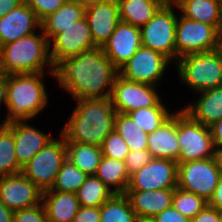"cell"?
Segmentation results:
<instances>
[{
    "label": "cell",
    "mask_w": 222,
    "mask_h": 222,
    "mask_svg": "<svg viewBox=\"0 0 222 222\" xmlns=\"http://www.w3.org/2000/svg\"><path fill=\"white\" fill-rule=\"evenodd\" d=\"M119 70L102 47L68 57L55 67V78L74 100L110 98Z\"/></svg>",
    "instance_id": "cell-1"
},
{
    "label": "cell",
    "mask_w": 222,
    "mask_h": 222,
    "mask_svg": "<svg viewBox=\"0 0 222 222\" xmlns=\"http://www.w3.org/2000/svg\"><path fill=\"white\" fill-rule=\"evenodd\" d=\"M60 134L65 142L101 146L105 137L115 130L117 111L110 98L79 99Z\"/></svg>",
    "instance_id": "cell-2"
},
{
    "label": "cell",
    "mask_w": 222,
    "mask_h": 222,
    "mask_svg": "<svg viewBox=\"0 0 222 222\" xmlns=\"http://www.w3.org/2000/svg\"><path fill=\"white\" fill-rule=\"evenodd\" d=\"M46 68L49 73L45 72ZM0 73L4 75L46 73L55 77L49 41L42 28L38 30V34L35 32L0 47Z\"/></svg>",
    "instance_id": "cell-3"
},
{
    "label": "cell",
    "mask_w": 222,
    "mask_h": 222,
    "mask_svg": "<svg viewBox=\"0 0 222 222\" xmlns=\"http://www.w3.org/2000/svg\"><path fill=\"white\" fill-rule=\"evenodd\" d=\"M44 74L7 75V116L1 124L28 122L43 112L49 101Z\"/></svg>",
    "instance_id": "cell-4"
},
{
    "label": "cell",
    "mask_w": 222,
    "mask_h": 222,
    "mask_svg": "<svg viewBox=\"0 0 222 222\" xmlns=\"http://www.w3.org/2000/svg\"><path fill=\"white\" fill-rule=\"evenodd\" d=\"M174 64L180 82L195 93L222 86V47L183 55Z\"/></svg>",
    "instance_id": "cell-5"
},
{
    "label": "cell",
    "mask_w": 222,
    "mask_h": 222,
    "mask_svg": "<svg viewBox=\"0 0 222 222\" xmlns=\"http://www.w3.org/2000/svg\"><path fill=\"white\" fill-rule=\"evenodd\" d=\"M221 175L222 165L218 155L203 160L178 162L177 187L209 202Z\"/></svg>",
    "instance_id": "cell-6"
},
{
    "label": "cell",
    "mask_w": 222,
    "mask_h": 222,
    "mask_svg": "<svg viewBox=\"0 0 222 222\" xmlns=\"http://www.w3.org/2000/svg\"><path fill=\"white\" fill-rule=\"evenodd\" d=\"M173 4L165 3L141 29V45L177 62L175 32L178 15Z\"/></svg>",
    "instance_id": "cell-7"
},
{
    "label": "cell",
    "mask_w": 222,
    "mask_h": 222,
    "mask_svg": "<svg viewBox=\"0 0 222 222\" xmlns=\"http://www.w3.org/2000/svg\"><path fill=\"white\" fill-rule=\"evenodd\" d=\"M37 152L21 170V173L43 192L51 189L62 163L67 159L64 137L59 134Z\"/></svg>",
    "instance_id": "cell-8"
},
{
    "label": "cell",
    "mask_w": 222,
    "mask_h": 222,
    "mask_svg": "<svg viewBox=\"0 0 222 222\" xmlns=\"http://www.w3.org/2000/svg\"><path fill=\"white\" fill-rule=\"evenodd\" d=\"M178 141L180 155L177 162L203 160L217 156L210 127L195 122L182 109L178 110Z\"/></svg>",
    "instance_id": "cell-9"
},
{
    "label": "cell",
    "mask_w": 222,
    "mask_h": 222,
    "mask_svg": "<svg viewBox=\"0 0 222 222\" xmlns=\"http://www.w3.org/2000/svg\"><path fill=\"white\" fill-rule=\"evenodd\" d=\"M178 16L175 32L177 60L183 55L214 51L222 47L216 27Z\"/></svg>",
    "instance_id": "cell-10"
},
{
    "label": "cell",
    "mask_w": 222,
    "mask_h": 222,
    "mask_svg": "<svg viewBox=\"0 0 222 222\" xmlns=\"http://www.w3.org/2000/svg\"><path fill=\"white\" fill-rule=\"evenodd\" d=\"M158 86L131 82L117 76L112 88L110 100L118 113L128 114L139 108L166 106L160 97Z\"/></svg>",
    "instance_id": "cell-11"
},
{
    "label": "cell",
    "mask_w": 222,
    "mask_h": 222,
    "mask_svg": "<svg viewBox=\"0 0 222 222\" xmlns=\"http://www.w3.org/2000/svg\"><path fill=\"white\" fill-rule=\"evenodd\" d=\"M170 63L163 54L141 46L119 69V76L131 82L158 86Z\"/></svg>",
    "instance_id": "cell-12"
},
{
    "label": "cell",
    "mask_w": 222,
    "mask_h": 222,
    "mask_svg": "<svg viewBox=\"0 0 222 222\" xmlns=\"http://www.w3.org/2000/svg\"><path fill=\"white\" fill-rule=\"evenodd\" d=\"M177 172V161L153 158L147 165L130 176L127 190L175 189Z\"/></svg>",
    "instance_id": "cell-13"
},
{
    "label": "cell",
    "mask_w": 222,
    "mask_h": 222,
    "mask_svg": "<svg viewBox=\"0 0 222 222\" xmlns=\"http://www.w3.org/2000/svg\"><path fill=\"white\" fill-rule=\"evenodd\" d=\"M49 45L51 61L55 67L68 57L97 47L85 16L59 33Z\"/></svg>",
    "instance_id": "cell-14"
},
{
    "label": "cell",
    "mask_w": 222,
    "mask_h": 222,
    "mask_svg": "<svg viewBox=\"0 0 222 222\" xmlns=\"http://www.w3.org/2000/svg\"><path fill=\"white\" fill-rule=\"evenodd\" d=\"M42 194L21 172L0 177V202L13 212L41 204Z\"/></svg>",
    "instance_id": "cell-15"
},
{
    "label": "cell",
    "mask_w": 222,
    "mask_h": 222,
    "mask_svg": "<svg viewBox=\"0 0 222 222\" xmlns=\"http://www.w3.org/2000/svg\"><path fill=\"white\" fill-rule=\"evenodd\" d=\"M141 46V29L120 21L115 31L101 47L119 70Z\"/></svg>",
    "instance_id": "cell-16"
},
{
    "label": "cell",
    "mask_w": 222,
    "mask_h": 222,
    "mask_svg": "<svg viewBox=\"0 0 222 222\" xmlns=\"http://www.w3.org/2000/svg\"><path fill=\"white\" fill-rule=\"evenodd\" d=\"M41 29V20L35 12L23 2L0 18V47L31 35Z\"/></svg>",
    "instance_id": "cell-17"
},
{
    "label": "cell",
    "mask_w": 222,
    "mask_h": 222,
    "mask_svg": "<svg viewBox=\"0 0 222 222\" xmlns=\"http://www.w3.org/2000/svg\"><path fill=\"white\" fill-rule=\"evenodd\" d=\"M85 18L94 43L101 47L120 22L117 1H105L86 6Z\"/></svg>",
    "instance_id": "cell-18"
},
{
    "label": "cell",
    "mask_w": 222,
    "mask_h": 222,
    "mask_svg": "<svg viewBox=\"0 0 222 222\" xmlns=\"http://www.w3.org/2000/svg\"><path fill=\"white\" fill-rule=\"evenodd\" d=\"M12 133L15 141V153L18 165L22 168L31 158L54 139L51 134L41 131L25 122L5 125Z\"/></svg>",
    "instance_id": "cell-19"
},
{
    "label": "cell",
    "mask_w": 222,
    "mask_h": 222,
    "mask_svg": "<svg viewBox=\"0 0 222 222\" xmlns=\"http://www.w3.org/2000/svg\"><path fill=\"white\" fill-rule=\"evenodd\" d=\"M147 141V150L153 158L178 161V111H174L159 128L148 134Z\"/></svg>",
    "instance_id": "cell-20"
},
{
    "label": "cell",
    "mask_w": 222,
    "mask_h": 222,
    "mask_svg": "<svg viewBox=\"0 0 222 222\" xmlns=\"http://www.w3.org/2000/svg\"><path fill=\"white\" fill-rule=\"evenodd\" d=\"M125 194L138 218L155 217L172 206L174 189L127 190Z\"/></svg>",
    "instance_id": "cell-21"
},
{
    "label": "cell",
    "mask_w": 222,
    "mask_h": 222,
    "mask_svg": "<svg viewBox=\"0 0 222 222\" xmlns=\"http://www.w3.org/2000/svg\"><path fill=\"white\" fill-rule=\"evenodd\" d=\"M198 94V99L187 103L182 110L195 122L210 127L222 118V86Z\"/></svg>",
    "instance_id": "cell-22"
},
{
    "label": "cell",
    "mask_w": 222,
    "mask_h": 222,
    "mask_svg": "<svg viewBox=\"0 0 222 222\" xmlns=\"http://www.w3.org/2000/svg\"><path fill=\"white\" fill-rule=\"evenodd\" d=\"M42 203L49 222H72L80 208L76 193L46 190Z\"/></svg>",
    "instance_id": "cell-23"
},
{
    "label": "cell",
    "mask_w": 222,
    "mask_h": 222,
    "mask_svg": "<svg viewBox=\"0 0 222 222\" xmlns=\"http://www.w3.org/2000/svg\"><path fill=\"white\" fill-rule=\"evenodd\" d=\"M85 6L77 1H67L56 12L41 21V28L49 43L64 29L85 16Z\"/></svg>",
    "instance_id": "cell-24"
},
{
    "label": "cell",
    "mask_w": 222,
    "mask_h": 222,
    "mask_svg": "<svg viewBox=\"0 0 222 222\" xmlns=\"http://www.w3.org/2000/svg\"><path fill=\"white\" fill-rule=\"evenodd\" d=\"M120 21L141 28L166 3V0H116Z\"/></svg>",
    "instance_id": "cell-25"
},
{
    "label": "cell",
    "mask_w": 222,
    "mask_h": 222,
    "mask_svg": "<svg viewBox=\"0 0 222 222\" xmlns=\"http://www.w3.org/2000/svg\"><path fill=\"white\" fill-rule=\"evenodd\" d=\"M175 8L188 19L219 28L222 5L218 0H182Z\"/></svg>",
    "instance_id": "cell-26"
},
{
    "label": "cell",
    "mask_w": 222,
    "mask_h": 222,
    "mask_svg": "<svg viewBox=\"0 0 222 222\" xmlns=\"http://www.w3.org/2000/svg\"><path fill=\"white\" fill-rule=\"evenodd\" d=\"M95 176L114 194L126 193L130 182L125 161L111 159L105 156L101 157Z\"/></svg>",
    "instance_id": "cell-27"
},
{
    "label": "cell",
    "mask_w": 222,
    "mask_h": 222,
    "mask_svg": "<svg viewBox=\"0 0 222 222\" xmlns=\"http://www.w3.org/2000/svg\"><path fill=\"white\" fill-rule=\"evenodd\" d=\"M67 158L82 172L95 175L102 157L101 146L65 142Z\"/></svg>",
    "instance_id": "cell-28"
},
{
    "label": "cell",
    "mask_w": 222,
    "mask_h": 222,
    "mask_svg": "<svg viewBox=\"0 0 222 222\" xmlns=\"http://www.w3.org/2000/svg\"><path fill=\"white\" fill-rule=\"evenodd\" d=\"M100 222H137V216L132 209L126 194H113L100 206Z\"/></svg>",
    "instance_id": "cell-29"
},
{
    "label": "cell",
    "mask_w": 222,
    "mask_h": 222,
    "mask_svg": "<svg viewBox=\"0 0 222 222\" xmlns=\"http://www.w3.org/2000/svg\"><path fill=\"white\" fill-rule=\"evenodd\" d=\"M114 193L95 175H88L86 181L76 191L80 206L100 207Z\"/></svg>",
    "instance_id": "cell-30"
},
{
    "label": "cell",
    "mask_w": 222,
    "mask_h": 222,
    "mask_svg": "<svg viewBox=\"0 0 222 222\" xmlns=\"http://www.w3.org/2000/svg\"><path fill=\"white\" fill-rule=\"evenodd\" d=\"M115 130L123 137L131 151L147 149L148 134L142 131L128 114L117 112Z\"/></svg>",
    "instance_id": "cell-31"
},
{
    "label": "cell",
    "mask_w": 222,
    "mask_h": 222,
    "mask_svg": "<svg viewBox=\"0 0 222 222\" xmlns=\"http://www.w3.org/2000/svg\"><path fill=\"white\" fill-rule=\"evenodd\" d=\"M13 133L0 123V177L20 173Z\"/></svg>",
    "instance_id": "cell-32"
},
{
    "label": "cell",
    "mask_w": 222,
    "mask_h": 222,
    "mask_svg": "<svg viewBox=\"0 0 222 222\" xmlns=\"http://www.w3.org/2000/svg\"><path fill=\"white\" fill-rule=\"evenodd\" d=\"M169 110L166 106H151L136 109L129 112L128 115L142 131L150 134L159 128L174 113Z\"/></svg>",
    "instance_id": "cell-33"
},
{
    "label": "cell",
    "mask_w": 222,
    "mask_h": 222,
    "mask_svg": "<svg viewBox=\"0 0 222 222\" xmlns=\"http://www.w3.org/2000/svg\"><path fill=\"white\" fill-rule=\"evenodd\" d=\"M88 174L82 172L68 158L62 163L50 190L76 193L86 181Z\"/></svg>",
    "instance_id": "cell-34"
},
{
    "label": "cell",
    "mask_w": 222,
    "mask_h": 222,
    "mask_svg": "<svg viewBox=\"0 0 222 222\" xmlns=\"http://www.w3.org/2000/svg\"><path fill=\"white\" fill-rule=\"evenodd\" d=\"M207 205L208 202L204 198L194 193L184 191L178 187L174 189L172 206L189 220H192Z\"/></svg>",
    "instance_id": "cell-35"
},
{
    "label": "cell",
    "mask_w": 222,
    "mask_h": 222,
    "mask_svg": "<svg viewBox=\"0 0 222 222\" xmlns=\"http://www.w3.org/2000/svg\"><path fill=\"white\" fill-rule=\"evenodd\" d=\"M102 156L125 161L127 154L130 152L128 145L123 137L116 130L110 132L101 145Z\"/></svg>",
    "instance_id": "cell-36"
},
{
    "label": "cell",
    "mask_w": 222,
    "mask_h": 222,
    "mask_svg": "<svg viewBox=\"0 0 222 222\" xmlns=\"http://www.w3.org/2000/svg\"><path fill=\"white\" fill-rule=\"evenodd\" d=\"M42 21L49 14L56 12L67 0H24Z\"/></svg>",
    "instance_id": "cell-37"
},
{
    "label": "cell",
    "mask_w": 222,
    "mask_h": 222,
    "mask_svg": "<svg viewBox=\"0 0 222 222\" xmlns=\"http://www.w3.org/2000/svg\"><path fill=\"white\" fill-rule=\"evenodd\" d=\"M153 157L147 149L134 150L127 154L125 159L126 170L131 176L135 172L139 171L143 166L147 165Z\"/></svg>",
    "instance_id": "cell-38"
},
{
    "label": "cell",
    "mask_w": 222,
    "mask_h": 222,
    "mask_svg": "<svg viewBox=\"0 0 222 222\" xmlns=\"http://www.w3.org/2000/svg\"><path fill=\"white\" fill-rule=\"evenodd\" d=\"M13 222H49L43 203L14 212Z\"/></svg>",
    "instance_id": "cell-39"
},
{
    "label": "cell",
    "mask_w": 222,
    "mask_h": 222,
    "mask_svg": "<svg viewBox=\"0 0 222 222\" xmlns=\"http://www.w3.org/2000/svg\"><path fill=\"white\" fill-rule=\"evenodd\" d=\"M100 207L80 206L72 222H100Z\"/></svg>",
    "instance_id": "cell-40"
},
{
    "label": "cell",
    "mask_w": 222,
    "mask_h": 222,
    "mask_svg": "<svg viewBox=\"0 0 222 222\" xmlns=\"http://www.w3.org/2000/svg\"><path fill=\"white\" fill-rule=\"evenodd\" d=\"M157 222H190V220L183 216L173 206L165 209L154 217Z\"/></svg>",
    "instance_id": "cell-41"
},
{
    "label": "cell",
    "mask_w": 222,
    "mask_h": 222,
    "mask_svg": "<svg viewBox=\"0 0 222 222\" xmlns=\"http://www.w3.org/2000/svg\"><path fill=\"white\" fill-rule=\"evenodd\" d=\"M190 222H220L218 210L207 205Z\"/></svg>",
    "instance_id": "cell-42"
},
{
    "label": "cell",
    "mask_w": 222,
    "mask_h": 222,
    "mask_svg": "<svg viewBox=\"0 0 222 222\" xmlns=\"http://www.w3.org/2000/svg\"><path fill=\"white\" fill-rule=\"evenodd\" d=\"M210 130L215 150L218 152L222 149V118L211 125Z\"/></svg>",
    "instance_id": "cell-43"
},
{
    "label": "cell",
    "mask_w": 222,
    "mask_h": 222,
    "mask_svg": "<svg viewBox=\"0 0 222 222\" xmlns=\"http://www.w3.org/2000/svg\"><path fill=\"white\" fill-rule=\"evenodd\" d=\"M208 205L218 209L222 208V175L219 179L218 186L215 188L212 198L209 200Z\"/></svg>",
    "instance_id": "cell-44"
},
{
    "label": "cell",
    "mask_w": 222,
    "mask_h": 222,
    "mask_svg": "<svg viewBox=\"0 0 222 222\" xmlns=\"http://www.w3.org/2000/svg\"><path fill=\"white\" fill-rule=\"evenodd\" d=\"M23 2L24 0H0V18L6 16L11 10Z\"/></svg>",
    "instance_id": "cell-45"
},
{
    "label": "cell",
    "mask_w": 222,
    "mask_h": 222,
    "mask_svg": "<svg viewBox=\"0 0 222 222\" xmlns=\"http://www.w3.org/2000/svg\"><path fill=\"white\" fill-rule=\"evenodd\" d=\"M7 99V75L0 73V110L2 104L6 105ZM1 120V119H0Z\"/></svg>",
    "instance_id": "cell-46"
},
{
    "label": "cell",
    "mask_w": 222,
    "mask_h": 222,
    "mask_svg": "<svg viewBox=\"0 0 222 222\" xmlns=\"http://www.w3.org/2000/svg\"><path fill=\"white\" fill-rule=\"evenodd\" d=\"M14 212L0 202V222H13Z\"/></svg>",
    "instance_id": "cell-47"
},
{
    "label": "cell",
    "mask_w": 222,
    "mask_h": 222,
    "mask_svg": "<svg viewBox=\"0 0 222 222\" xmlns=\"http://www.w3.org/2000/svg\"><path fill=\"white\" fill-rule=\"evenodd\" d=\"M105 1H112V0H79V2L83 4L85 7L94 3H100Z\"/></svg>",
    "instance_id": "cell-48"
},
{
    "label": "cell",
    "mask_w": 222,
    "mask_h": 222,
    "mask_svg": "<svg viewBox=\"0 0 222 222\" xmlns=\"http://www.w3.org/2000/svg\"><path fill=\"white\" fill-rule=\"evenodd\" d=\"M137 222H157L154 217L137 218Z\"/></svg>",
    "instance_id": "cell-49"
},
{
    "label": "cell",
    "mask_w": 222,
    "mask_h": 222,
    "mask_svg": "<svg viewBox=\"0 0 222 222\" xmlns=\"http://www.w3.org/2000/svg\"><path fill=\"white\" fill-rule=\"evenodd\" d=\"M218 31H219V35H220V40L222 42V9H221V21H220Z\"/></svg>",
    "instance_id": "cell-50"
},
{
    "label": "cell",
    "mask_w": 222,
    "mask_h": 222,
    "mask_svg": "<svg viewBox=\"0 0 222 222\" xmlns=\"http://www.w3.org/2000/svg\"><path fill=\"white\" fill-rule=\"evenodd\" d=\"M182 0H166L167 3L177 6Z\"/></svg>",
    "instance_id": "cell-51"
},
{
    "label": "cell",
    "mask_w": 222,
    "mask_h": 222,
    "mask_svg": "<svg viewBox=\"0 0 222 222\" xmlns=\"http://www.w3.org/2000/svg\"><path fill=\"white\" fill-rule=\"evenodd\" d=\"M217 155H218L221 165H222V149L220 151H218Z\"/></svg>",
    "instance_id": "cell-52"
},
{
    "label": "cell",
    "mask_w": 222,
    "mask_h": 222,
    "mask_svg": "<svg viewBox=\"0 0 222 222\" xmlns=\"http://www.w3.org/2000/svg\"><path fill=\"white\" fill-rule=\"evenodd\" d=\"M218 214H219L220 222H222V208L218 209Z\"/></svg>",
    "instance_id": "cell-53"
}]
</instances>
